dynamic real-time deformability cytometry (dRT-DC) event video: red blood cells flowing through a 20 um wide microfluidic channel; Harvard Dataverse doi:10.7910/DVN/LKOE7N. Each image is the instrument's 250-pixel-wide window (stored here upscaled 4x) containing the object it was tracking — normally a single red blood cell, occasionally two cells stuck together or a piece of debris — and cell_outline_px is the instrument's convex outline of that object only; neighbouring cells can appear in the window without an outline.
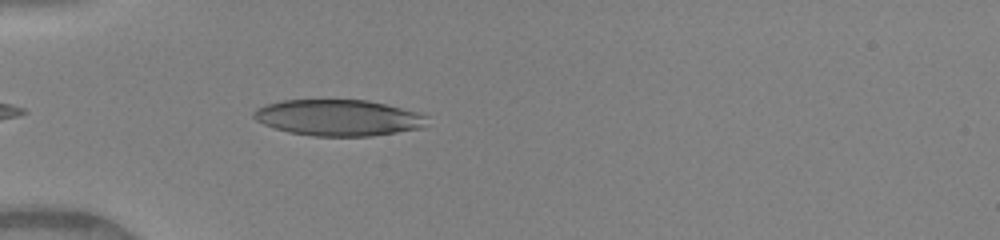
{"species": "human", "species_latin": "Homo sapiens", "temperature_condition": "warm", "stored_images_in_passage": 27, "camera_frame_rate_fps": 3000, "um_per_image_px": 0.085, "donor": {"sex": "female"}, "frame": {"image": 1, "passage_image": 2, "time_ms": 0.333, "image_size_px": [1000, 240], "cell_outline_px": [[428, 116], [424, 128], [372, 136], [312, 136], [288, 132], [264, 124], [256, 120], [252, 116], [252, 112], [256, 108], [268, 104], [284, 100], [368, 100], [416, 112]], "centroid_in_image_um": [28.76, 10.01], "position_along_channel_um": 56.2, "area_um2": 36.47}}
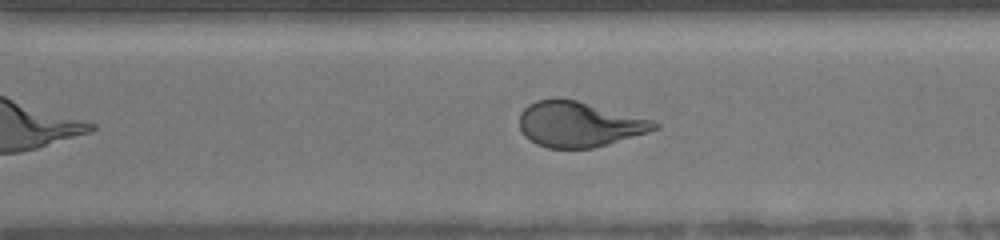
{"frame": {"image": 2, "passage_image": 17, "time_ms": 5.333, "image_size_px": [1000, 240], "cell_outline_px": [[660, 128], [648, 132], [592, 148], [548, 148], [536, 144], [524, 136], [520, 128], [520, 112], [528, 104], [536, 100], [576, 100], [652, 120], [660, 124]], "centroid_in_image_um": [49.2, 10.58], "position_along_channel_um": 321.4, "area_um2": 35.08}}
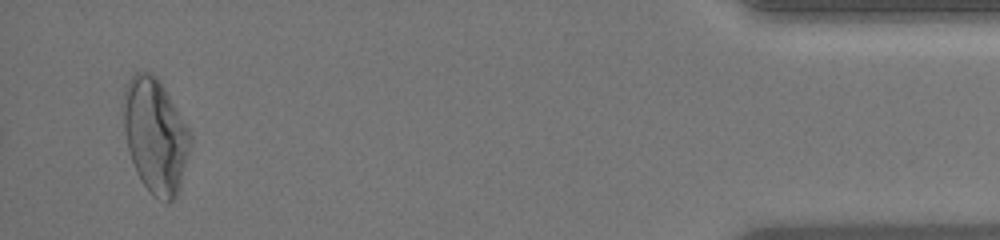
{"frame": {"image": 3, "passage_image": 26, "time_ms": 8.333, "image_size_px": [1000, 240], "cell_outline_px": [[192, 144], [180, 184], [176, 196], [172, 200], [160, 200], [152, 196], [140, 180], [136, 172], [128, 148], [124, 128], [124, 88], [128, 80], [136, 72], [152, 72], [160, 80], [192, 132]], "centroid_in_image_um": [13.23, 11.51], "position_along_channel_um": 422.0, "area_um2": 44.8}}